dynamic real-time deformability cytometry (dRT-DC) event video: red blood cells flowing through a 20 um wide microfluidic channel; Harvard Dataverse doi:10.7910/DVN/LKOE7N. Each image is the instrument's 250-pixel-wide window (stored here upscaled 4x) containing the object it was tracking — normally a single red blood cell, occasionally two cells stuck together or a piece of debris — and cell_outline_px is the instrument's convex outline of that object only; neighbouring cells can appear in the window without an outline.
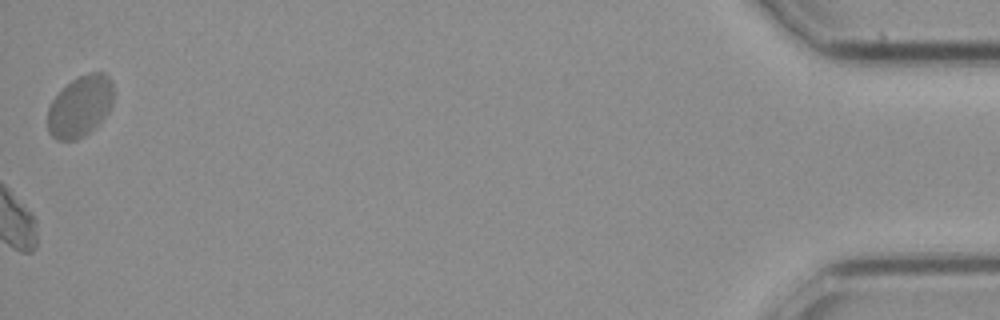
{"species": "common noctule bat (a hibernating species)", "species_latin": "Nyctalus noctula", "temperature_condition": "cold", "stored_images_in_passage": 26, "camera_frame_rate_fps": 3000, "um_per_image_px": 0.085, "animal": {"sex": "female", "body_mass_g": 21.9}, "frame": {"image": 1, "passage_image": 26, "time_ms": 8.333, "image_size_px": [1000, 320], "cell_outline_px": [[112, 104], [108, 112], [100, 124], [96, 128], [84, 136], [76, 140], [56, 140], [48, 132], [48, 108], [52, 100], [72, 80], [88, 72], [104, 72], [112, 80]], "centroid_in_image_um": [6.82, 9.06], "position_along_channel_um": 428.4, "area_um2": 23.58}}